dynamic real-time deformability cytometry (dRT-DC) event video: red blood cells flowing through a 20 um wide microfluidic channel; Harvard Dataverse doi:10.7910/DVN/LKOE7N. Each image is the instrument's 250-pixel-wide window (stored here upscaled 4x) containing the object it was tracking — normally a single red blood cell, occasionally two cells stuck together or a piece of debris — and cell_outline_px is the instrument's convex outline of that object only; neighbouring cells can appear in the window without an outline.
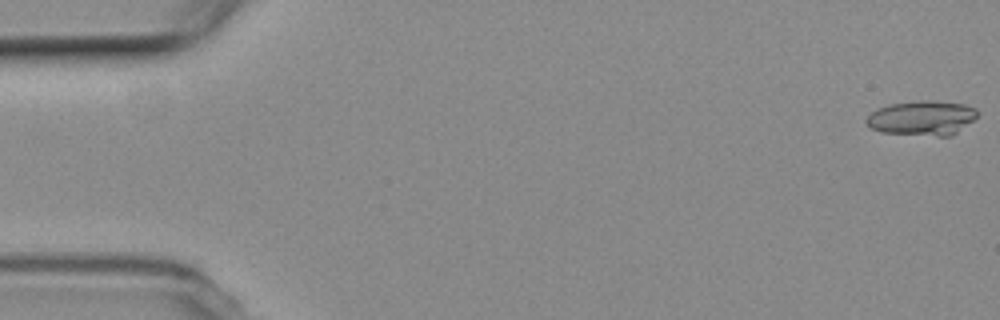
{"species": "common noctule bat (a hibernating species)", "species_latin": "Nyctalus noctula", "temperature_condition": "room temperature", "stored_images_in_passage": 4, "camera_frame_rate_fps": 3000, "um_per_image_px": 0.085, "animal": {"sex": "female", "body_mass_g": 19.3, "forearm_length_mm": 54.1}, "frame": {"image": 1, "passage_image": 1, "time_ms": 0.0, "image_size_px": [1000, 320], "cell_outline_px": [[976, 116], [972, 120], [952, 136], [936, 136], [880, 132], [872, 128], [864, 120], [872, 112], [880, 108], [892, 104], [920, 100], [928, 100], [964, 104], [976, 108]], "centroid_in_image_um": [78.37, 10.04], "position_along_channel_um": 6.6, "area_um2": 22.14}}